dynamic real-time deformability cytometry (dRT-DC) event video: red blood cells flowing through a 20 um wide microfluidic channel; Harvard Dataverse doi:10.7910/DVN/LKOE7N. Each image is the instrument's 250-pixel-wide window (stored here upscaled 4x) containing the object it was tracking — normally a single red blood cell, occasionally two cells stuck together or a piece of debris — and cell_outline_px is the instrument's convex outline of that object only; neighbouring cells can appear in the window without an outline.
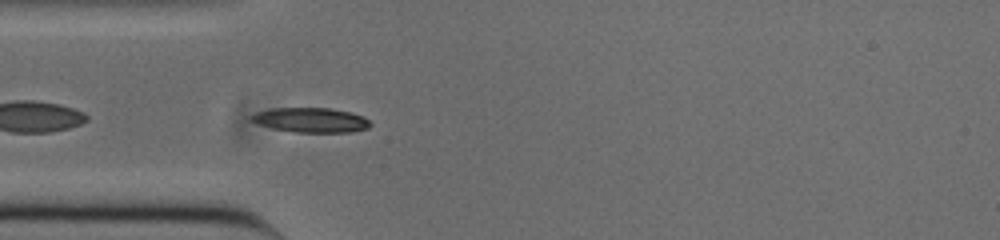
{"species": "common noctule bat (a hibernating species)", "species_latin": "Nyctalus noctula", "temperature_condition": "cold", "stored_images_in_passage": 42, "camera_frame_rate_fps": 3000, "um_per_image_px": 0.085, "animal": {"sex": "male", "body_mass_g": 20.0, "forearm_length_mm": 53.3}, "frame": {"image": 1, "passage_image": 4, "time_ms": 1.0, "image_size_px": [1000, 240], "cell_outline_px": [[372, 124], [368, 128], [352, 132], [296, 132], [272, 128], [260, 124], [252, 120], [252, 116], [256, 112], [268, 108], [328, 108], [352, 112], [364, 116]], "centroid_in_image_um": [26.47, 10.2], "position_along_channel_um": 58.5, "area_um2": 17.05}}
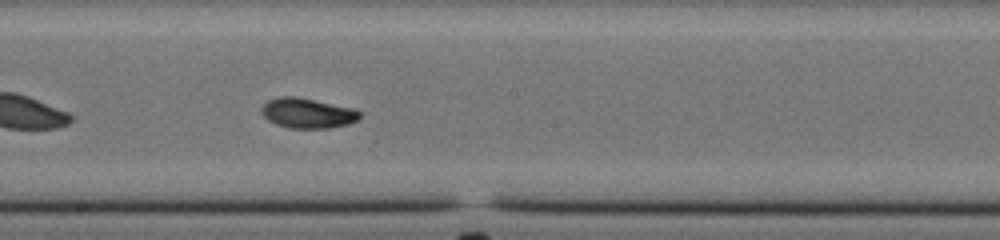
{"frame": {"image": 2, "passage_image": 17, "time_ms": 5.333, "image_size_px": [1000, 240], "cell_outline_px": [[360, 120], [348, 124], [328, 128], [288, 128], [276, 124], [268, 120], [260, 112], [260, 108], [268, 100], [280, 96], [296, 96], [356, 108], [360, 112]], "centroid_in_image_um": [26.15, 9.61], "position_along_channel_um": 222.0, "area_um2": 17.46}}
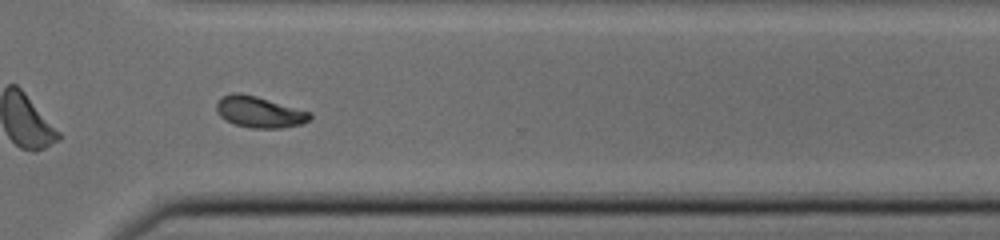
{"frame": {"image": 3, "passage_image": 27, "time_ms": 8.667, "image_size_px": [1000, 240], "cell_outline_px": [[312, 116], [308, 120], [300, 124], [280, 128], [252, 128], [236, 124], [220, 116], [216, 108], [216, 104], [224, 96], [232, 92], [240, 92], [256, 96], [312, 112]], "centroid_in_image_um": [22.06, 9.51], "position_along_channel_um": 348.5, "area_um2": 16.76}, "authors_computed_cell_mechanics": {"area_um2": 16.762, "velocity_mm_per_s": 3.7897, "shape_relaxation_time_tau1_ms": 3.9812, "shape_relaxation_time_tau2_ms": 2.9246, "deformation_change_tau1": 0.1475, "deformation_change_tau2": 0.0693}}